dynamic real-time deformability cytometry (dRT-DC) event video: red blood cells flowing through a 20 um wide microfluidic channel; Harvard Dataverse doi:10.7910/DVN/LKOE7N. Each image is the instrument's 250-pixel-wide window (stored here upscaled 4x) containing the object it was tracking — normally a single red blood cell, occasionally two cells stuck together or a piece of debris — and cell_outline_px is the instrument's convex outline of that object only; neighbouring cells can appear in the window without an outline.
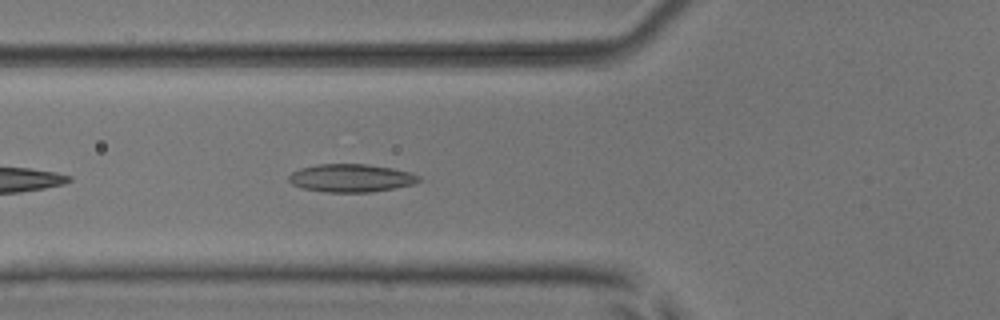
{"species": "common noctule bat (a hibernating species)", "species_latin": "Nyctalus noctula", "temperature_condition": "room temperature", "stored_images_in_passage": 15, "camera_frame_rate_fps": 3000, "um_per_image_px": 0.085, "animal": {"sex": "male", "body_mass_g": 17.9, "forearm_length_mm": 54.2}, "frame": {"image": 1, "passage_image": 5, "time_ms": 1.333, "image_size_px": [1000, 320], "cell_outline_px": [[420, 180], [416, 184], [396, 188], [372, 192], [324, 192], [300, 188], [292, 184], [288, 180], [288, 176], [292, 172], [300, 168], [316, 164], [368, 164], [392, 168], [412, 172], [420, 176]], "centroid_in_image_um": [29.85, 15.13], "position_along_channel_um": 95.9, "area_um2": 21.56}}
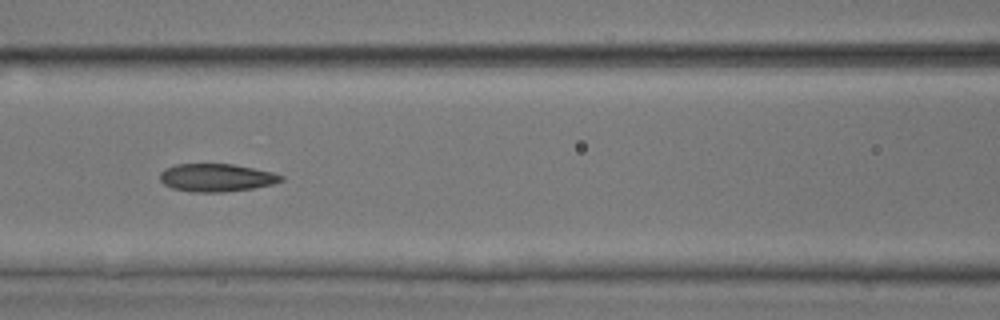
{"frame": {"image": 2, "passage_image": 9, "time_ms": 2.667, "image_size_px": [1000, 320], "cell_outline_px": [[284, 180], [272, 184], [252, 188], [224, 192], [192, 192], [172, 188], [164, 184], [160, 180], [160, 172], [164, 168], [176, 164], [232, 164], [272, 172], [284, 176]], "centroid_in_image_um": [18.37, 15.1], "position_along_channel_um": 148.2, "area_um2": 19.65}}